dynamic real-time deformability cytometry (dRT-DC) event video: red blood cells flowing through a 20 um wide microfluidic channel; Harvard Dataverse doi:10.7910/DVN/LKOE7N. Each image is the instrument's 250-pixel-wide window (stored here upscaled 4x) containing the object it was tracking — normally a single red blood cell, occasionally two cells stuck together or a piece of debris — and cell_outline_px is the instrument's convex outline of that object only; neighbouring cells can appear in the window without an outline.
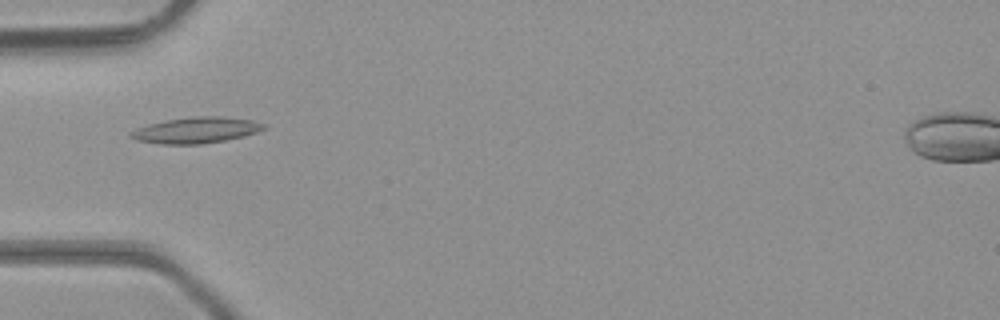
{"species": "common noctule bat (a hibernating species)", "species_latin": "Nyctalus noctula", "temperature_condition": "room temperature", "stored_images_in_passage": 3, "camera_frame_rate_fps": 3000, "um_per_image_px": 0.085, "animal": {"sex": "male", "body_mass_g": 23.1, "forearm_length_mm": 52.7}, "frame": {"image": 1, "passage_image": 1, "time_ms": 0.0, "image_size_px": [1000, 320], "cell_outline_px": [[268, 128], [244, 136], [224, 140], [200, 144], [164, 144], [136, 140], [128, 136], [128, 132], [136, 128], [148, 124], [168, 120], [192, 116], [220, 116], [252, 120], [264, 124]], "centroid_in_image_um": [16.65, 11.06], "position_along_channel_um": 68.4, "area_um2": 20.11}}
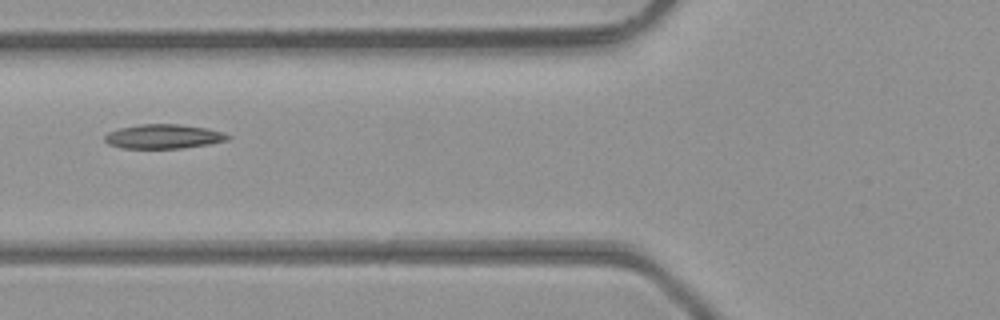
{"frame": {"image": 2, "passage_image": 2, "time_ms": 0.333, "image_size_px": [1000, 320], "cell_outline_px": [[232, 136], [228, 140], [208, 144], [184, 148], [120, 148], [108, 144], [104, 140], [104, 136], [108, 132], [120, 128], [140, 124], [180, 124], [204, 128], [220, 132]], "centroid_in_image_um": [13.86, 11.6], "position_along_channel_um": 111.9, "area_um2": 17.34}}
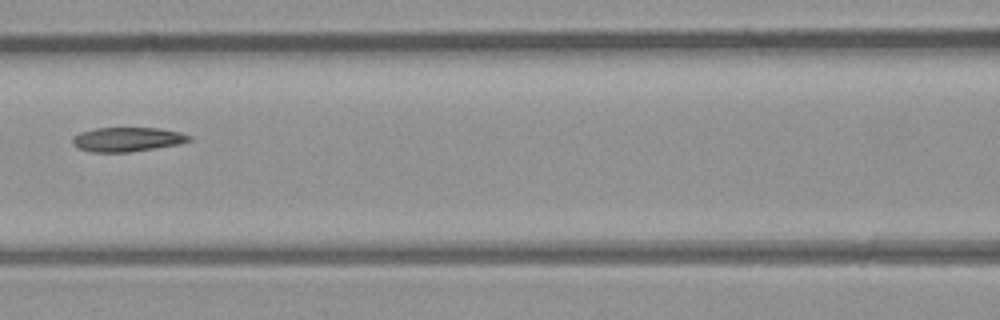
{"frame": {"image": 3, "passage_image": 3, "time_ms": 0.667, "image_size_px": [1000, 320], "cell_outline_px": [[192, 140], [176, 144], [128, 152], [92, 152], [80, 148], [72, 144], [72, 136], [80, 132], [96, 128], [160, 128], [180, 132], [192, 136]], "centroid_in_image_um": [10.8, 11.83], "position_along_channel_um": 155.8, "area_um2": 16.36}}